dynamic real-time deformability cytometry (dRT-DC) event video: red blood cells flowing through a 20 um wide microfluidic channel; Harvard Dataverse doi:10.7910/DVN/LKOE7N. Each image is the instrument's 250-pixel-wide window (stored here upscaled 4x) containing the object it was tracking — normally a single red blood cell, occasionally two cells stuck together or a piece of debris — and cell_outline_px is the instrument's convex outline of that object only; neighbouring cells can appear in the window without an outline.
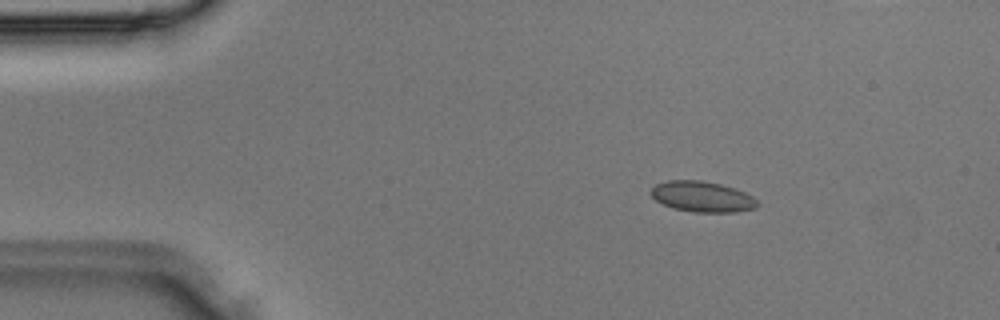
{"species": "Egyptian fruit bat (a non-hibernating species)", "species_latin": "Rousettus aegyptiacus", "temperature_condition": "room temperature", "stored_images_in_passage": 37, "camera_frame_rate_fps": 3000, "um_per_image_px": 0.085, "animal": {"sex": "male"}, "frame": {"image": 1, "passage_image": 5, "time_ms": 1.333, "image_size_px": [1000, 320], "cell_outline_px": [[760, 204], [756, 208], [736, 212], [692, 212], [672, 208], [656, 200], [648, 192], [656, 184], [668, 180], [700, 180], [720, 184], [736, 188], [752, 196]], "centroid_in_image_um": [59.69, 16.72], "position_along_channel_um": 25.3, "area_um2": 19.13}}
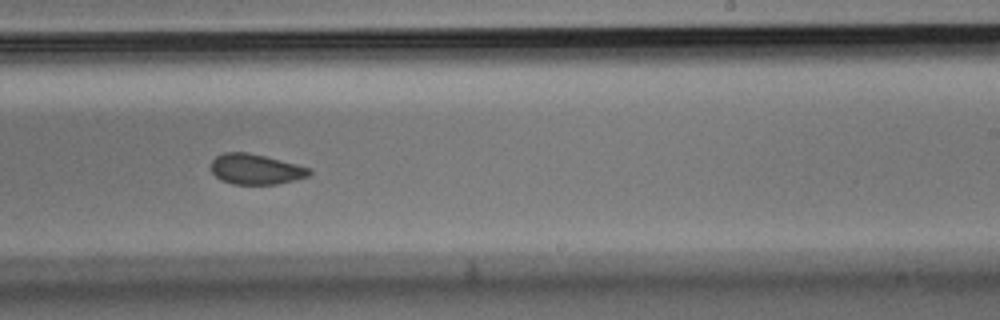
{"frame": {"image": 2, "passage_image": 22, "time_ms": 7.0, "image_size_px": [1000, 320], "cell_outline_px": [[312, 172], [308, 176], [296, 180], [276, 184], [232, 184], [220, 180], [212, 172], [212, 160], [216, 156], [224, 152], [244, 152], [264, 156], [312, 168]], "centroid_in_image_um": [21.75, 14.39], "position_along_channel_um": 267.3, "area_um2": 17.34}}
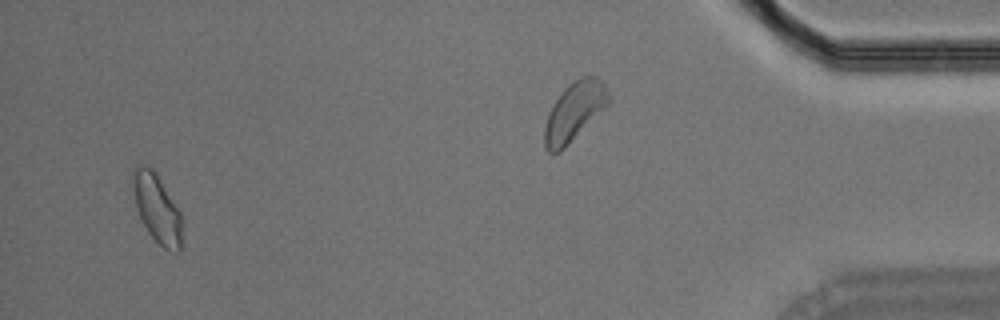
{"frame": {"image": 3, "passage_image": 35, "time_ms": 11.333, "image_size_px": [1000, 320], "cell_outline_px": [[184, 248], [180, 252], [176, 252], [164, 248], [148, 232], [136, 208], [132, 188], [132, 168], [136, 164], [144, 164], [152, 168], [156, 172], [180, 212]], "centroid_in_image_um": [13.35, 17.7], "position_along_channel_um": 421.9, "area_um2": 20.0}}